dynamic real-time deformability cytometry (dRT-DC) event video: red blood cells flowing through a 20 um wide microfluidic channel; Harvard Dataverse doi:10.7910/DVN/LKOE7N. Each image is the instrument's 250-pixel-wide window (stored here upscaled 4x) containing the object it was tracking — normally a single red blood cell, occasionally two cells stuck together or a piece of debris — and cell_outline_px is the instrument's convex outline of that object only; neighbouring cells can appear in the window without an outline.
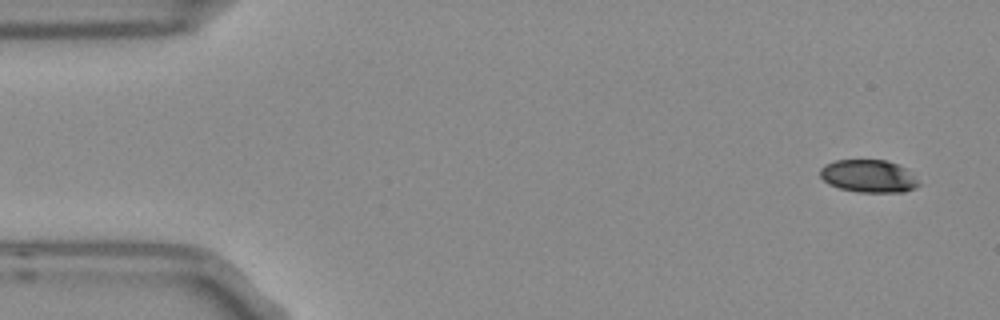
{"species": "Egyptian fruit bat (a non-hibernating species)", "species_latin": "Rousettus aegyptiacus", "temperature_condition": "room temperature", "stored_images_in_passage": 4, "camera_frame_rate_fps": 3000, "um_per_image_px": 0.085, "frame": {"image": 1, "passage_image": 1, "time_ms": 0.0, "image_size_px": [1000, 320], "cell_outline_px": [[920, 184], [916, 188], [904, 192], [860, 192], [840, 188], [828, 184], [820, 176], [820, 168], [824, 164], [836, 160], [884, 160], [896, 164], [904, 168]], "centroid_in_image_um": [73.78, 14.97], "position_along_channel_um": 11.2, "area_um2": 18.55}}